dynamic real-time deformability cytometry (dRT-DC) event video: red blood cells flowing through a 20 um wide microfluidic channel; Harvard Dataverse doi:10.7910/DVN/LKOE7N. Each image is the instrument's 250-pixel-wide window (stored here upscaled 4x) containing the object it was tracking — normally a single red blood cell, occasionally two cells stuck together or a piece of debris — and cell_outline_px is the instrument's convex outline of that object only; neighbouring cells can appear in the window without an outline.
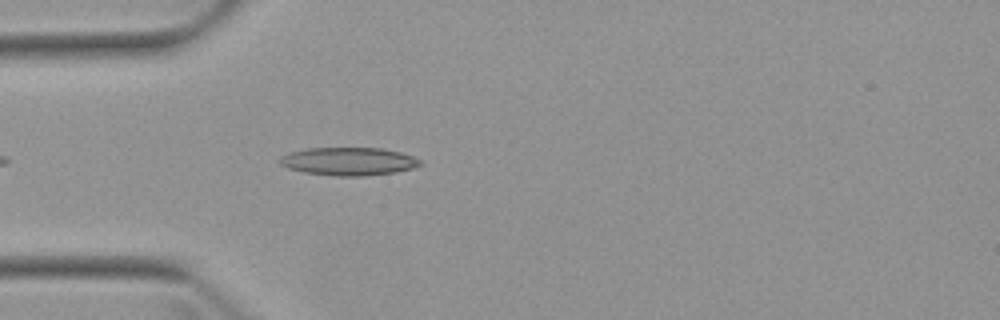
{"species": "Egyptian fruit bat (a non-hibernating species)", "species_latin": "Rousettus aegyptiacus", "temperature_condition": "warm", "stored_images_in_passage": 3, "camera_frame_rate_fps": 3000, "um_per_image_px": 0.085, "animal": {"sex": "female"}, "frame": {"image": 1, "passage_image": 3, "time_ms": 2.333, "image_size_px": [1000, 320], "cell_outline_px": [[424, 164], [416, 168], [396, 172], [364, 176], [336, 176], [304, 172], [288, 168], [280, 164], [280, 156], [292, 152], [308, 148], [380, 148], [400, 152], [424, 160]], "centroid_in_image_um": [29.71, 13.72], "position_along_channel_um": 55.3, "area_um2": 23.06}}